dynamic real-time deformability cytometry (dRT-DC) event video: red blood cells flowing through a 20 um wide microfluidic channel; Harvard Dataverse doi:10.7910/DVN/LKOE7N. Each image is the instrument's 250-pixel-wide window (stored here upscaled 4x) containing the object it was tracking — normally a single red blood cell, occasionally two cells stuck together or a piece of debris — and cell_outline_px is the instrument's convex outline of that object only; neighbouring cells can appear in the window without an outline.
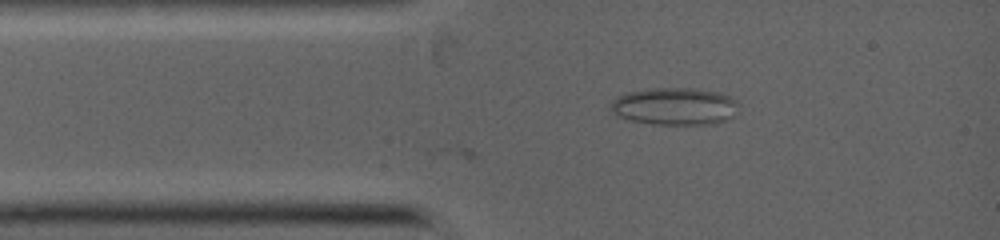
{"species": "common noctule bat (a hibernating species)", "species_latin": "Nyctalus noctula", "temperature_condition": "warm", "stored_images_in_passage": 8, "camera_frame_rate_fps": 5000, "um_per_image_px": 0.085, "animal": {"sex": "female", "body_mass_g": 19.0, "forearm_length_mm": 53.3}, "frame": {"image": 1, "passage_image": 8, "time_ms": 1.4, "image_size_px": [1000, 240], "cell_outline_px": [[740, 104], [736, 116], [732, 120], [712, 124], [652, 124], [632, 120], [616, 116], [608, 108], [612, 100], [616, 96], [628, 92], [652, 88], [692, 88], [720, 92], [736, 100]], "centroid_in_image_um": [57.39, 9.04], "position_along_channel_um": 27.6, "area_um2": 28.44}}